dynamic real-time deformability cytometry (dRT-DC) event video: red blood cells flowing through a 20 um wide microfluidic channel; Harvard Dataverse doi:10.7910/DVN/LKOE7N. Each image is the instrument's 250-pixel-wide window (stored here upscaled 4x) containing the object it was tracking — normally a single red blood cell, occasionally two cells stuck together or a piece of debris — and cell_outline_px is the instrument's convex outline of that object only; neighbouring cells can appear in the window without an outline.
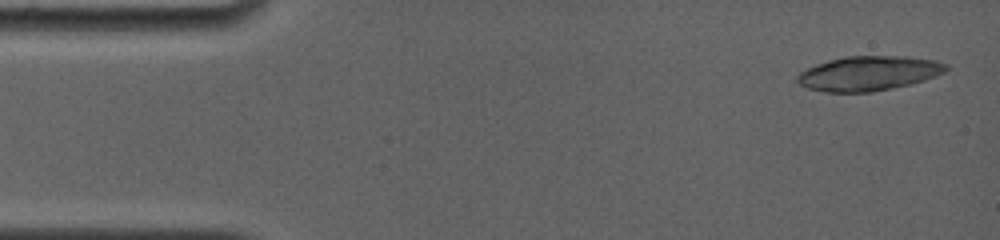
{"species": "common noctule bat (a hibernating species)", "species_latin": "Nyctalus noctula", "temperature_condition": "room temperature", "stored_images_in_passage": 7, "camera_frame_rate_fps": 4000, "um_per_image_px": 0.085, "animal": {"sex": "female", "body_mass_g": 19.0, "forearm_length_mm": 56.7}, "frame": {"image": 1, "passage_image": 1, "time_ms": 0.0, "image_size_px": [1000, 240], "cell_outline_px": [[948, 68], [944, 72], [936, 76], [912, 84], [872, 92], [824, 92], [808, 88], [800, 84], [796, 80], [796, 76], [800, 72], [816, 64], [828, 60], [844, 56], [908, 56], [936, 60], [948, 64]], "centroid_in_image_um": [73.85, 6.23], "position_along_channel_um": 11.2, "area_um2": 30.17}}